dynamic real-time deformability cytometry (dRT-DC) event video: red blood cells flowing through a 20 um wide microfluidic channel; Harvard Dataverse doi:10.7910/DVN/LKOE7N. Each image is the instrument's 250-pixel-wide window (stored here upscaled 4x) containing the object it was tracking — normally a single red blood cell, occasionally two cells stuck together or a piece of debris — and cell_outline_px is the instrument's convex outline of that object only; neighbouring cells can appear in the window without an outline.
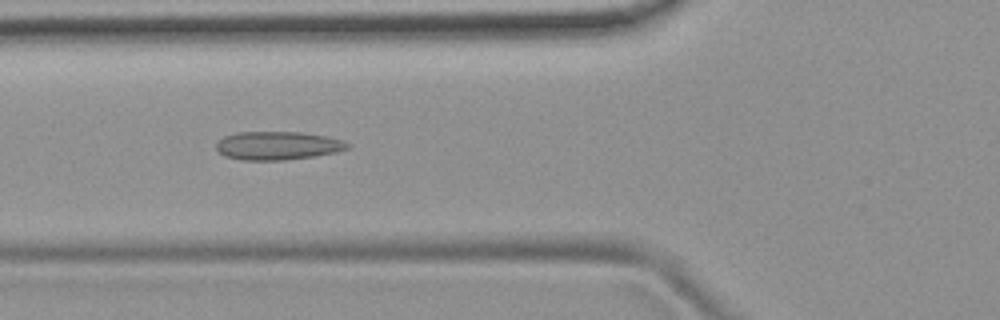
{"species": "common noctule bat (a hibernating species)", "species_latin": "Nyctalus noctula", "temperature_condition": "room temperature", "stored_images_in_passage": 52, "camera_frame_rate_fps": 3000, "um_per_image_px": 0.085, "animal": {"sex": "female", "body_mass_g": 19.9}, "frame": {"image": 1, "passage_image": 19, "time_ms": 6.0, "image_size_px": [1000, 320], "cell_outline_px": [[352, 144], [348, 148], [336, 152], [316, 156], [284, 160], [240, 160], [224, 156], [216, 148], [216, 144], [224, 136], [236, 132], [300, 132], [328, 136], [344, 140]], "centroid_in_image_um": [23.63, 12.38], "position_along_channel_um": 102.2, "area_um2": 21.91}}
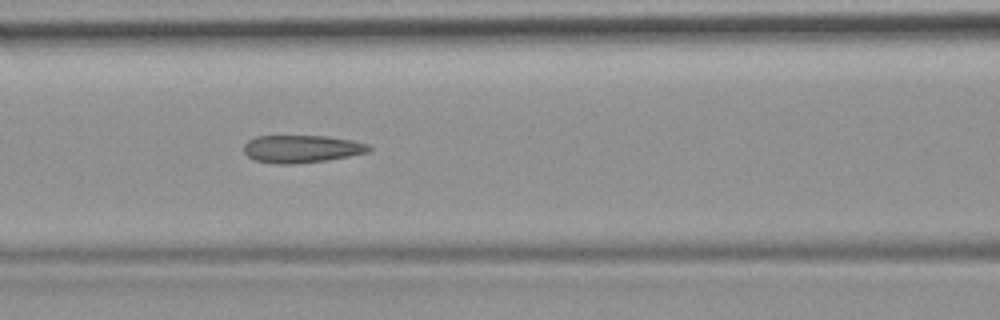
{"frame": {"image": 2, "passage_image": 22, "time_ms": 7.0, "image_size_px": [1000, 320], "cell_outline_px": [[372, 148], [368, 152], [328, 160], [292, 164], [276, 164], [256, 160], [248, 156], [244, 152], [244, 144], [248, 140], [256, 136], [328, 136], [352, 140], [368, 144]], "centroid_in_image_um": [25.64, 12.65], "position_along_channel_um": 141.0, "area_um2": 20.11}}
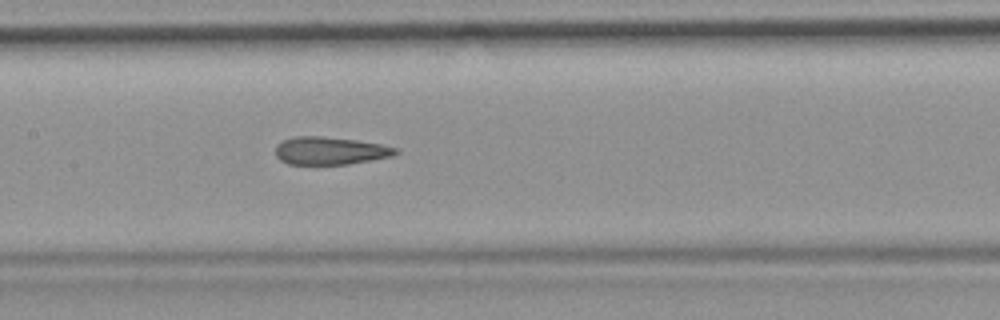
{"frame": {"image": 3, "passage_image": 25, "time_ms": 8.0, "image_size_px": [1000, 320], "cell_outline_px": [[400, 152], [392, 156], [372, 160], [348, 164], [288, 164], [280, 160], [276, 156], [276, 144], [284, 140], [296, 136], [320, 136], [356, 140], [380, 144], [400, 148]], "centroid_in_image_um": [28.08, 12.81], "position_along_channel_um": 179.3, "area_um2": 19.48}, "authors_computed_cell_mechanics": {"area_um2": 20.8369, "velocity_mm_per_s": 3.8494, "shape_relaxation_time_tau1_ms": null, "shape_relaxation_time_tau2_ms": 2.6776, "deformation_change_tau1": null, "deformation_change_tau2": 0.1114}}